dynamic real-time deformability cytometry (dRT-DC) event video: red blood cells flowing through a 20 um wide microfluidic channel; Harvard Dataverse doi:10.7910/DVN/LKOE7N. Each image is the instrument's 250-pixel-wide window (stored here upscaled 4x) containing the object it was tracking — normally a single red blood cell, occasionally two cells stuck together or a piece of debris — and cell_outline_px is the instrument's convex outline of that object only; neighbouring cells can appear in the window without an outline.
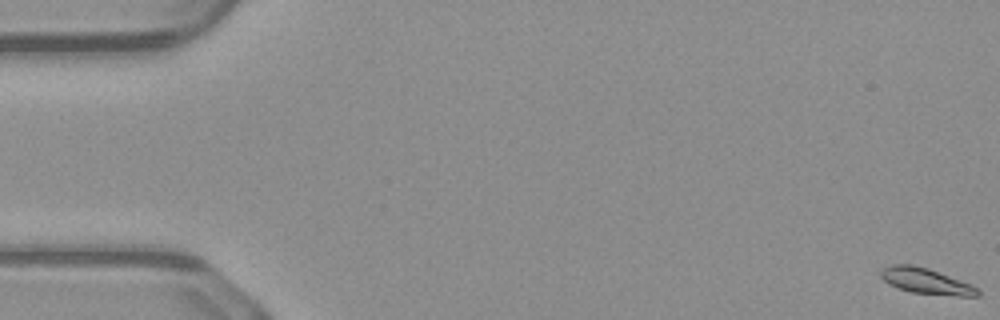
{"species": "common noctule bat (a hibernating species)", "species_latin": "Nyctalus noctula", "temperature_condition": "warm", "stored_images_in_passage": 53, "camera_frame_rate_fps": 3000, "um_per_image_px": 0.085, "animal": {"sex": "male", "body_mass_g": 23.1, "forearm_length_mm": 52.7}, "frame": {"image": 1, "passage_image": 1, "time_ms": 0.0, "image_size_px": [1000, 320], "cell_outline_px": [[980, 296], [960, 296], [912, 292], [888, 284], [880, 276], [880, 272], [884, 268], [892, 264], [912, 264], [928, 268], [972, 284], [980, 288]], "centroid_in_image_um": [78.76, 23.89], "position_along_channel_um": 6.2, "area_um2": 14.51}}
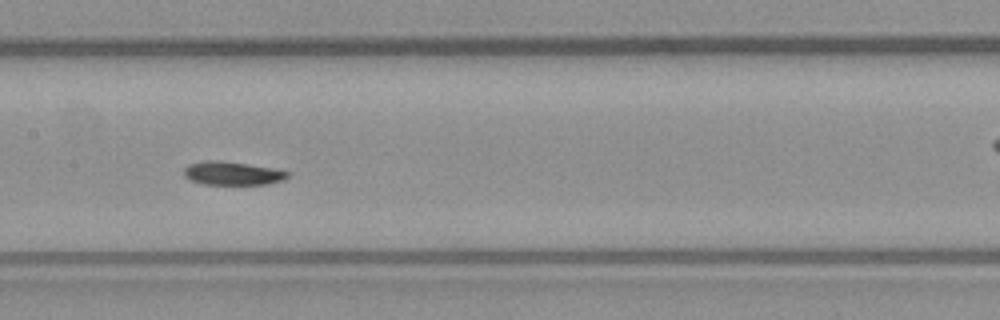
{"frame": {"image": 2, "passage_image": 26, "time_ms": 8.333, "image_size_px": [1000, 320], "cell_outline_px": [[292, 172], [284, 180], [268, 184], [204, 184], [192, 180], [184, 176], [184, 168], [188, 164], [204, 160], [220, 160], [248, 164], [272, 168]], "centroid_in_image_um": [19.77, 14.72], "position_along_channel_um": 187.6, "area_um2": 14.22}}
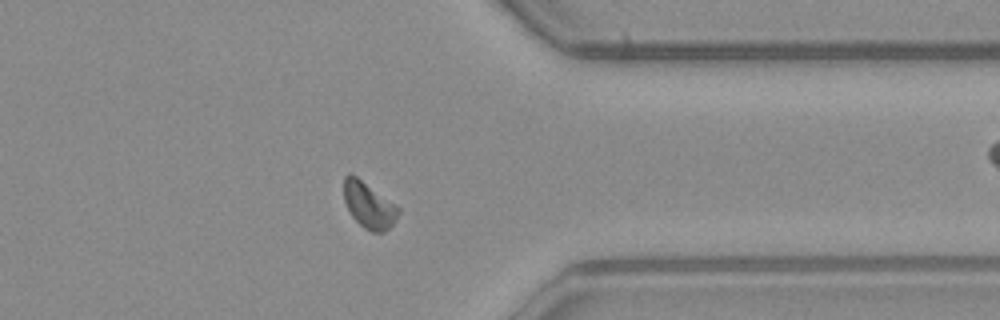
{"frame": {"image": 3, "passage_image": 41, "time_ms": 13.333, "image_size_px": [1000, 320], "cell_outline_px": [[400, 212], [392, 224], [384, 232], [372, 232], [364, 228], [352, 216], [344, 200], [344, 176], [348, 172], [356, 176], [400, 208]], "centroid_in_image_um": [31.34, 17.44], "position_along_channel_um": 380.1, "area_um2": 14.33}, "authors_computed_cell_mechanics": {"area_um2": 14.5656, "velocity_mm_per_s": 4.0538, "shape_relaxation_time_tau1_ms": 2.4395, "shape_relaxation_time_tau2_ms": null, "deformation_change_tau1": 0.1097, "deformation_change_tau2": null}}